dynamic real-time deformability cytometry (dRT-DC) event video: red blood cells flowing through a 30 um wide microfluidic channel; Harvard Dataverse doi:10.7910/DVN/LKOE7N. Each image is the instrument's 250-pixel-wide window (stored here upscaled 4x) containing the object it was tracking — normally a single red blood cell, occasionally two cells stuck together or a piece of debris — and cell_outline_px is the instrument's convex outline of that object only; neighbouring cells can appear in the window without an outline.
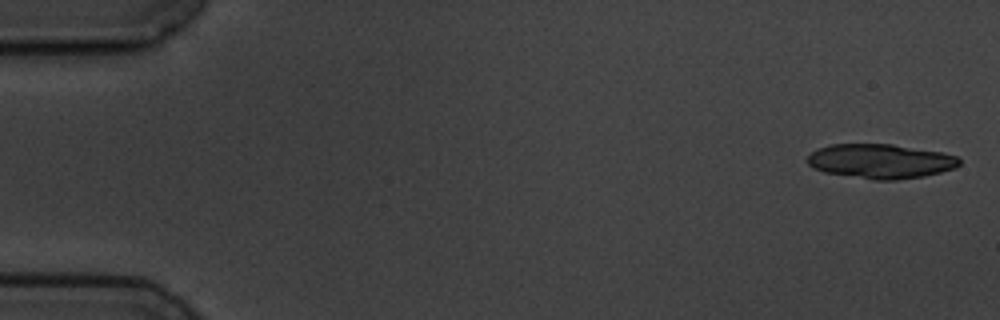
{"species": "common noctule bat (a hibernating species)", "species_latin": "Nyctalus noctula", "temperature_condition": "cold", "stored_images_in_passage": 8, "segment_of_instrument_passage": [1, 2], "camera_frame_rate_fps": 3000, "um_per_image_px": 0.085, "animal": {"sex": "male", "body_mass_g": 19.5, "forearm_length_mm": 54.6}, "frame": {"image": 1, "passage_image": 1, "time_ms": 0.0, "image_size_px": [1000, 320], "cell_outline_px": [[960, 164], [956, 168], [924, 176], [896, 180], [872, 180], [824, 172], [812, 168], [808, 164], [808, 156], [812, 152], [828, 144], [892, 144], [940, 152], [956, 156], [960, 160]], "centroid_in_image_um": [74.83, 13.71], "position_along_channel_um": 10.2, "area_um2": 30.52}}